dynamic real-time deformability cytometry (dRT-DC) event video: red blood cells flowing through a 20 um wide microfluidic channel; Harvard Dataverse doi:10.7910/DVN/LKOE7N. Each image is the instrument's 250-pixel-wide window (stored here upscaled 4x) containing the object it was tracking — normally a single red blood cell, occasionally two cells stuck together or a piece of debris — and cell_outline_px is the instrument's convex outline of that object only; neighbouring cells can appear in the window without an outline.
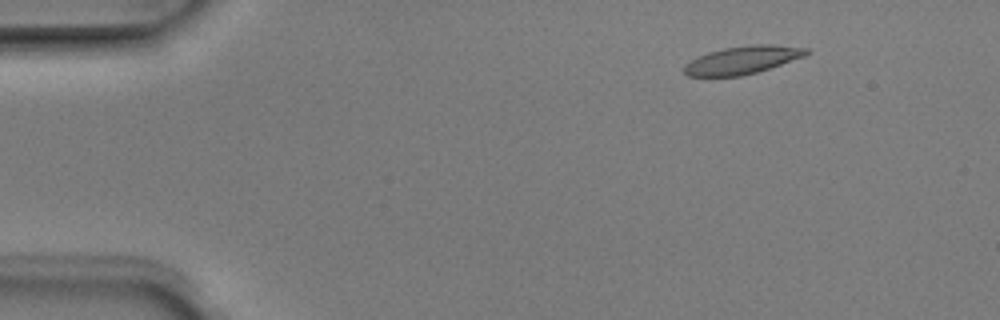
{"species": "Egyptian fruit bat (a non-hibernating species)", "species_latin": "Rousettus aegyptiacus", "temperature_condition": "room temperature", "stored_images_in_passage": 4, "camera_frame_rate_fps": 3000, "um_per_image_px": 0.085, "animal": {"sex": "male"}, "frame": {"image": 1, "passage_image": 3, "time_ms": 0.667, "image_size_px": [1000, 320], "cell_outline_px": [[812, 52], [804, 56], [756, 72], [740, 76], [688, 76], [684, 72], [684, 64], [696, 56], [708, 52], [724, 48], [756, 44], [772, 44], [808, 48]], "centroid_in_image_um": [63.09, 5.09], "position_along_channel_um": 21.9, "area_um2": 19.77}}
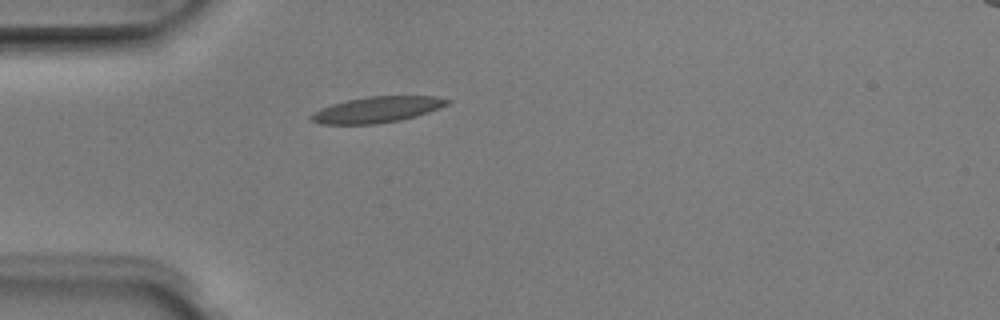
{"frame": {"image": 2, "passage_image": 4, "time_ms": 1.0, "image_size_px": [1000, 320], "cell_outline_px": [[452, 100], [448, 104], [428, 112], [416, 116], [400, 120], [376, 124], [320, 124], [308, 120], [308, 116], [312, 112], [320, 108], [332, 104], [348, 100], [368, 96], [436, 96]], "centroid_in_image_um": [32.0, 9.32], "position_along_channel_um": 53.0, "area_um2": 20.69}}